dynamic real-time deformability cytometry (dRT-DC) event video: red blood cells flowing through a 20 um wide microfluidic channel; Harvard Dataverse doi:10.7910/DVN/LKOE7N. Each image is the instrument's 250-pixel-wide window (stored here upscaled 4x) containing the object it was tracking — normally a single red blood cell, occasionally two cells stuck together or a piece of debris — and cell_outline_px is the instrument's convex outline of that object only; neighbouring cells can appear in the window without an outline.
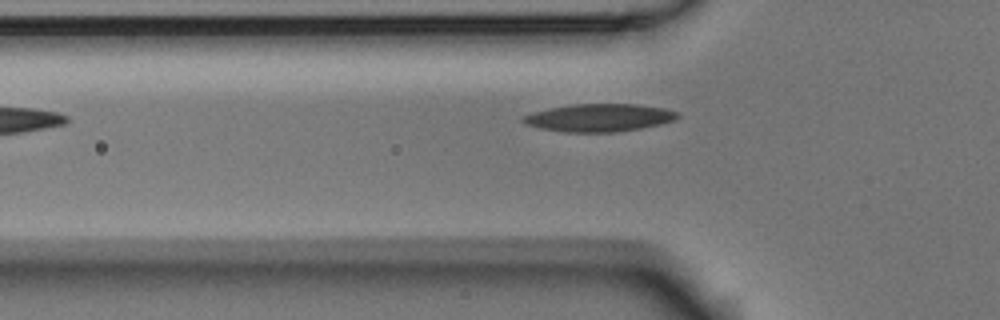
{"species": "Egyptian fruit bat (a non-hibernating species)", "species_latin": "Rousettus aegyptiacus", "temperature_condition": "room temperature", "stored_images_in_passage": 4, "camera_frame_rate_fps": 3000, "um_per_image_px": 0.085, "animal": {"sex": "male"}, "frame": {"image": 1, "passage_image": 4, "time_ms": 1.0, "image_size_px": [1000, 320], "cell_outline_px": [[680, 116], [672, 120], [660, 124], [640, 128], [616, 132], [564, 132], [540, 128], [524, 124], [520, 120], [524, 116], [532, 112], [548, 108], [568, 104], [636, 104], [664, 108], [680, 112]], "centroid_in_image_um": [50.9, 10.0], "position_along_channel_um": 74.9, "area_um2": 25.09}}